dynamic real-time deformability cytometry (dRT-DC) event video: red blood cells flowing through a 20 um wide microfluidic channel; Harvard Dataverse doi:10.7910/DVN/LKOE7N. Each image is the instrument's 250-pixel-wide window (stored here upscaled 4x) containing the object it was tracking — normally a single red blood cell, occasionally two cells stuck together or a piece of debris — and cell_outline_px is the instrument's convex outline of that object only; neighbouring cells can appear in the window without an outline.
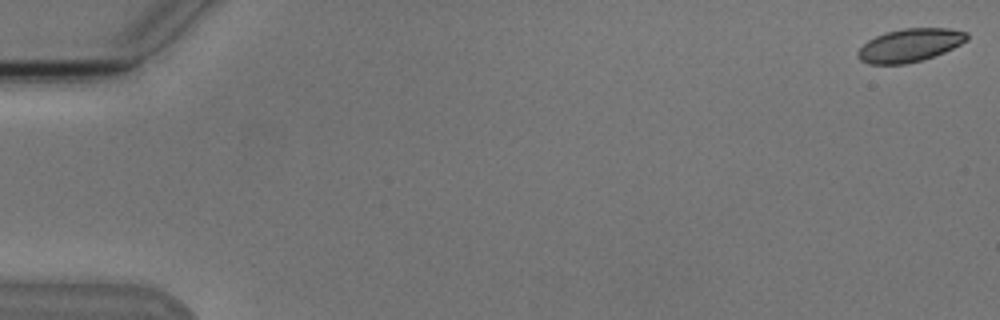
{"species": "Egyptian fruit bat (a non-hibernating species)", "species_latin": "Rousettus aegyptiacus", "temperature_condition": "cold", "stored_images_in_passage": 6, "camera_frame_rate_fps": 3000, "um_per_image_px": 0.085, "animal": {"sex": "male"}, "frame": {"image": 1, "passage_image": 1, "time_ms": 0.0, "image_size_px": [1000, 320], "cell_outline_px": [[968, 40], [944, 52], [920, 60], [904, 64], [868, 64], [860, 60], [856, 56], [856, 52], [868, 40], [876, 36], [888, 32], [904, 28], [948, 28], [968, 32]], "centroid_in_image_um": [77.32, 3.84], "position_along_channel_um": 7.7, "area_um2": 20.92}}
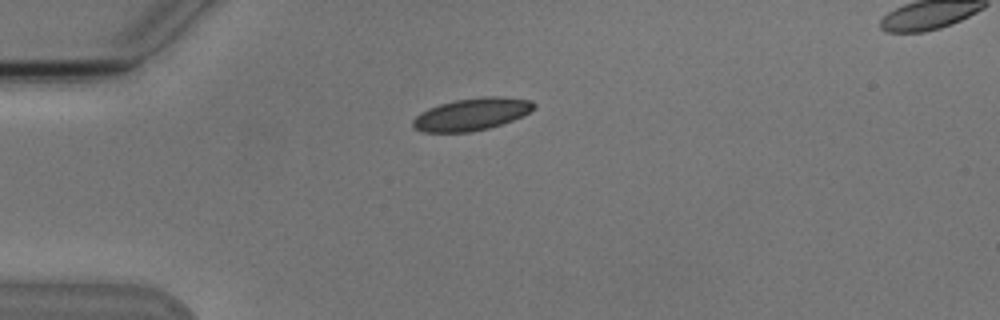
{"frame": {"image": 2, "passage_image": 5, "time_ms": 4.667, "image_size_px": [1000, 320], "cell_outline_px": [[536, 104], [528, 112], [512, 120], [488, 128], [472, 132], [424, 132], [416, 128], [412, 124], [412, 120], [420, 112], [428, 108], [452, 100], [484, 96], [500, 96], [528, 100]], "centroid_in_image_um": [40.04, 9.7], "position_along_channel_um": 45.0, "area_um2": 22.54}}